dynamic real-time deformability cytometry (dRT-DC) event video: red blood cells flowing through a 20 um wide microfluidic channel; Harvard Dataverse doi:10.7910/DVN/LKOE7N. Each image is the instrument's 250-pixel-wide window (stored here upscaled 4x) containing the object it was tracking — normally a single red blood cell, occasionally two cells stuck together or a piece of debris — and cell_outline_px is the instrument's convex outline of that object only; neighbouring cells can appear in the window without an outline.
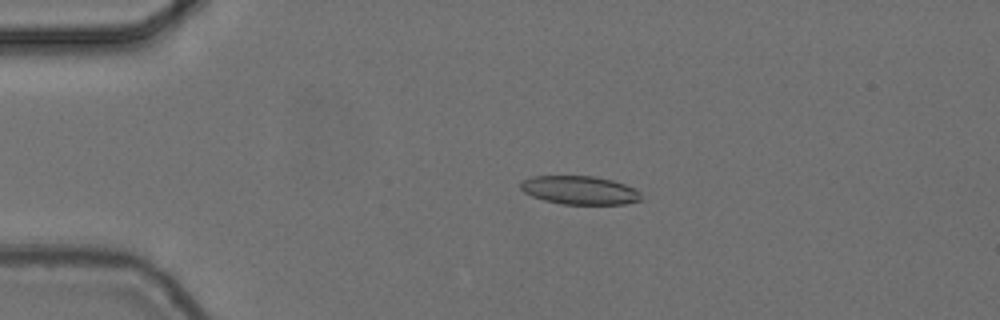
{"species": "common noctule bat (a hibernating species)", "species_latin": "Nyctalus noctula", "temperature_condition": "cold", "stored_images_in_passage": 4, "camera_frame_rate_fps": 3000, "um_per_image_px": 0.085, "animal": {"sex": "female", "body_mass_g": 24.6, "forearm_length_mm": 56.2}, "frame": {"image": 1, "passage_image": 3, "time_ms": 0.667, "image_size_px": [1000, 320], "cell_outline_px": [[640, 200], [624, 204], [564, 204], [544, 200], [532, 196], [524, 192], [520, 188], [520, 184], [524, 180], [532, 176], [596, 176], [612, 180], [624, 184], [640, 192]], "centroid_in_image_um": [49.25, 16.16], "position_along_channel_um": 35.7, "area_um2": 19.83}}